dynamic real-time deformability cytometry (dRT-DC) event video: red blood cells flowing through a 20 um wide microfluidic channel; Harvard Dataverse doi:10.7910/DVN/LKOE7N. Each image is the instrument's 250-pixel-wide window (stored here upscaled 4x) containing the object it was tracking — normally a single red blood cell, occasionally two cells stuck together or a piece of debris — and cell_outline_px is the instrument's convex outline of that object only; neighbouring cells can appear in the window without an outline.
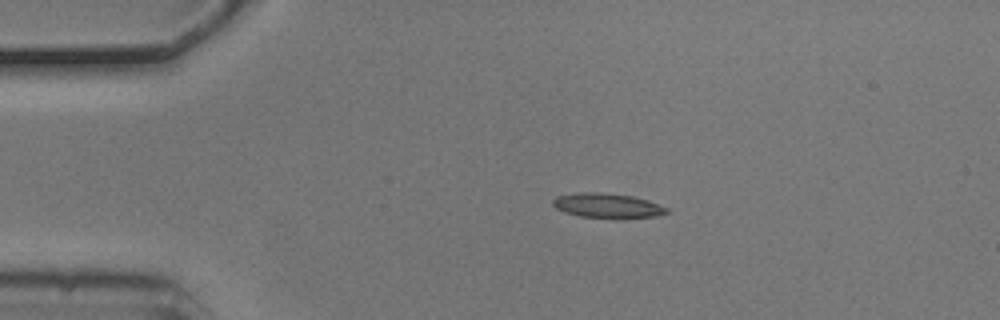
{"species": "common noctule bat (a hibernating species)", "species_latin": "Nyctalus noctula", "temperature_condition": "cold", "stored_images_in_passage": 2, "camera_frame_rate_fps": 3000, "um_per_image_px": 0.085, "animal": {"sex": "male", "body_mass_g": 20.5, "forearm_length_mm": 52.5}, "frame": {"image": 1, "passage_image": 1, "time_ms": 0.0, "image_size_px": [1000, 320], "cell_outline_px": [[668, 212], [656, 216], [580, 216], [564, 212], [556, 208], [552, 204], [552, 200], [556, 196], [580, 192], [600, 192], [632, 196], [648, 200], [668, 208]], "centroid_in_image_um": [51.57, 17.43], "position_along_channel_um": 33.4, "area_um2": 15.66}}